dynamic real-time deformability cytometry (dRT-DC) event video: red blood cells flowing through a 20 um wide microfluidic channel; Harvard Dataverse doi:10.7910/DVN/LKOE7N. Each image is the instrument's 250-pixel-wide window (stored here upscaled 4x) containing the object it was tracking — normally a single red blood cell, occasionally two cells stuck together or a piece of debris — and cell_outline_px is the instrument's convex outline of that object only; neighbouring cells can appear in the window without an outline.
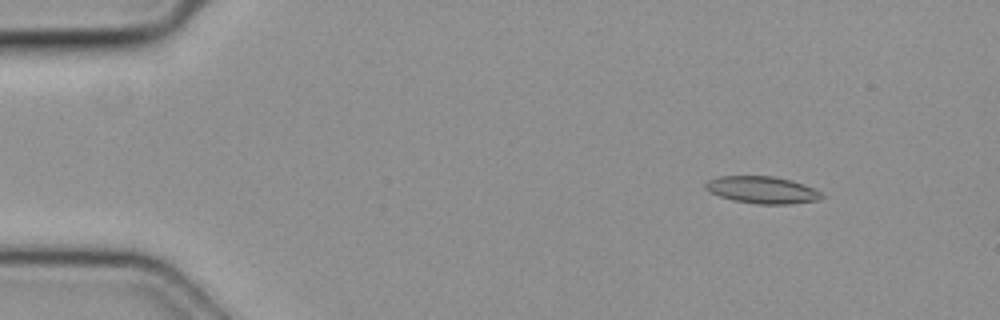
{"species": "common noctule bat (a hibernating species)", "species_latin": "Nyctalus noctula", "temperature_condition": "cold", "stored_images_in_passage": 12, "camera_frame_rate_fps": 3000, "um_per_image_px": 0.085, "animal": {"sex": "female", "body_mass_g": 19.3, "forearm_length_mm": 54.1}, "frame": {"image": 1, "passage_image": 4, "time_ms": 1.0, "image_size_px": [1000, 320], "cell_outline_px": [[824, 196], [820, 200], [788, 204], [756, 204], [732, 200], [708, 192], [704, 188], [704, 184], [708, 180], [716, 176], [776, 176], [792, 180], [804, 184], [820, 192]], "centroid_in_image_um": [64.75, 16.14], "position_along_channel_um": 20.2, "area_um2": 18.55}}